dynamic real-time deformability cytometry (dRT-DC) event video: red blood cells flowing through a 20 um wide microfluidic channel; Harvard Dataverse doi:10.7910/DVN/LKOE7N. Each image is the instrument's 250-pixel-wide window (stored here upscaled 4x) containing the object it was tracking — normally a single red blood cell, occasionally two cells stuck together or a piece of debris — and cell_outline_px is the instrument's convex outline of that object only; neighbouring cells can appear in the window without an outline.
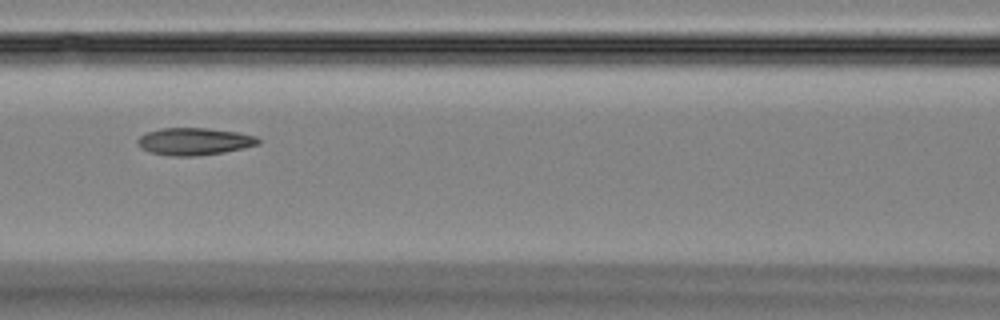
{"species": "Egyptian fruit bat (a non-hibernating species)", "species_latin": "Rousettus aegyptiacus", "temperature_condition": "room temperature", "stored_images_in_passage": 6, "camera_frame_rate_fps": 3000, "um_per_image_px": 0.085, "animal": {"sex": "female"}, "frame": {"image": 1, "passage_image": 6, "time_ms": 6.667, "image_size_px": [1000, 320], "cell_outline_px": [[260, 144], [244, 148], [224, 152], [196, 156], [168, 156], [148, 152], [140, 148], [136, 140], [140, 136], [148, 132], [160, 128], [208, 128], [236, 132], [256, 136], [260, 140]], "centroid_in_image_um": [16.49, 12.03], "position_along_channel_um": 150.1, "area_um2": 19.31}}